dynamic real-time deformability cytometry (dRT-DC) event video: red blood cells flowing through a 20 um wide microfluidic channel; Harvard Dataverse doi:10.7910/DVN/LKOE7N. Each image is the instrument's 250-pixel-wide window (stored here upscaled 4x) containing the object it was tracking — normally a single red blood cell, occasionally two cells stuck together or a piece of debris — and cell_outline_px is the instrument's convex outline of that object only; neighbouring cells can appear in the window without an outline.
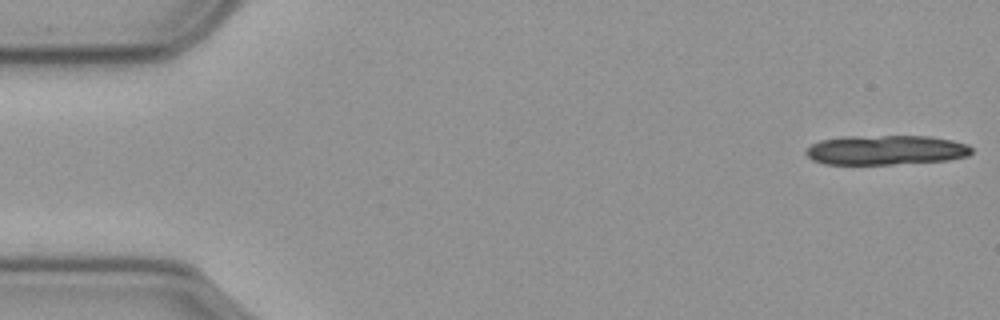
{"species": "common noctule bat (a hibernating species)", "species_latin": "Nyctalus noctula", "temperature_condition": "cold", "stored_images_in_passage": 18, "camera_frame_rate_fps": 3000, "um_per_image_px": 0.085, "animal": {"sex": "male", "body_mass_g": 23.1, "forearm_length_mm": 52.7}, "frame": {"image": 1, "passage_image": 1, "time_ms": 0.0, "image_size_px": [1000, 320], "cell_outline_px": [[972, 152], [968, 156], [948, 160], [892, 164], [824, 164], [812, 160], [804, 152], [812, 144], [820, 140], [844, 136], [928, 136], [952, 140], [968, 144], [972, 148]], "centroid_in_image_um": [75.3, 12.75], "position_along_channel_um": 9.7, "area_um2": 28.67}}